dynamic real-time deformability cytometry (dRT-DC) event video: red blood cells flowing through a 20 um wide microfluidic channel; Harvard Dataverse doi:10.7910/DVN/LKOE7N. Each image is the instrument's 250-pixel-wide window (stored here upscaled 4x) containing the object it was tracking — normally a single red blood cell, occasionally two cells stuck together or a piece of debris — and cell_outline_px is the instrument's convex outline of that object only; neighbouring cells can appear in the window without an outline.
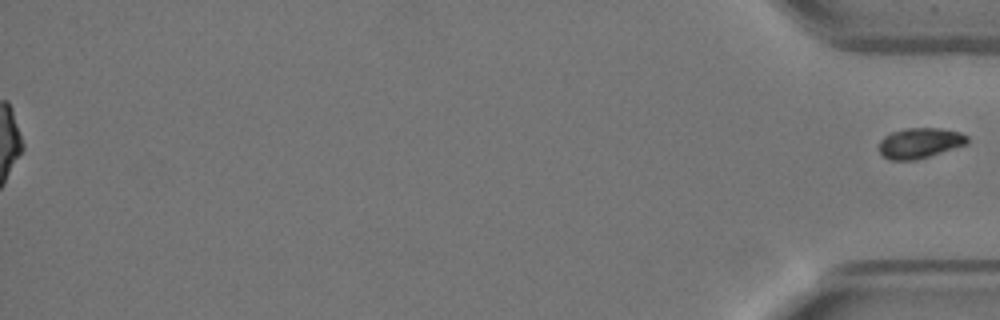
{"species": "Egyptian fruit bat (a non-hibernating species)", "species_latin": "Rousettus aegyptiacus", "temperature_condition": "warm", "stored_images_in_passage": 52, "segment_of_instrument_passage": [2, 2], "camera_frame_rate_fps": 3000, "um_per_image_px": 0.085, "animal": {"sex": "female"}, "frame": {"image": 1, "passage_image": 52, "time_ms": 17.0, "image_size_px": [1000, 320], "cell_outline_px": [[968, 144], [916, 160], [888, 160], [880, 152], [880, 140], [884, 136], [892, 132], [908, 128], [940, 128], [960, 132], [968, 136]], "centroid_in_image_um": [78.2, 12.16], "position_along_channel_um": 357.0, "area_um2": 15.61}}